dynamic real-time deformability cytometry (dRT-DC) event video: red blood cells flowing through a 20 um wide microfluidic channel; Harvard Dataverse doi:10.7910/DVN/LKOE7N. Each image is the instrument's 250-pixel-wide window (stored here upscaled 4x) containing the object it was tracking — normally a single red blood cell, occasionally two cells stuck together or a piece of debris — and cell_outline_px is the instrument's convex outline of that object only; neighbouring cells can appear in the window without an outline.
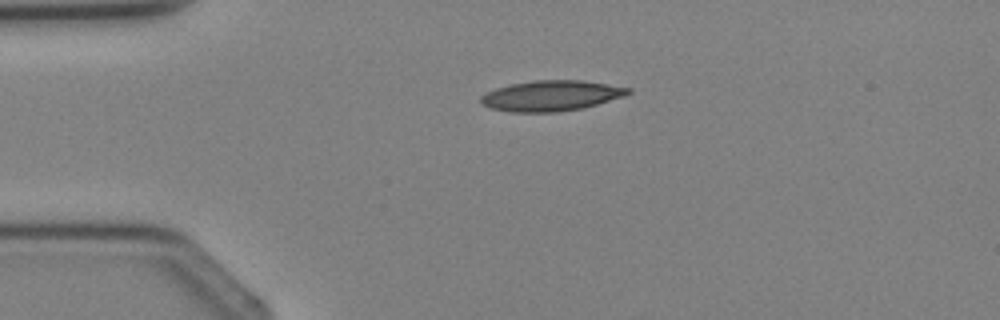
{"species": "Egyptian fruit bat (a non-hibernating species)", "species_latin": "Rousettus aegyptiacus", "temperature_condition": "cold", "stored_images_in_passage": 3, "camera_frame_rate_fps": 3000, "um_per_image_px": 0.085, "animal": {"sex": "female"}, "frame": {"image": 1, "passage_image": 3, "time_ms": 2.333, "image_size_px": [1000, 320], "cell_outline_px": [[632, 92], [624, 96], [584, 108], [556, 112], [508, 112], [488, 108], [480, 104], [480, 96], [484, 92], [496, 88], [512, 84], [536, 80], [584, 80], [632, 88]], "centroid_in_image_um": [46.82, 8.14], "position_along_channel_um": 38.2, "area_um2": 26.47}}